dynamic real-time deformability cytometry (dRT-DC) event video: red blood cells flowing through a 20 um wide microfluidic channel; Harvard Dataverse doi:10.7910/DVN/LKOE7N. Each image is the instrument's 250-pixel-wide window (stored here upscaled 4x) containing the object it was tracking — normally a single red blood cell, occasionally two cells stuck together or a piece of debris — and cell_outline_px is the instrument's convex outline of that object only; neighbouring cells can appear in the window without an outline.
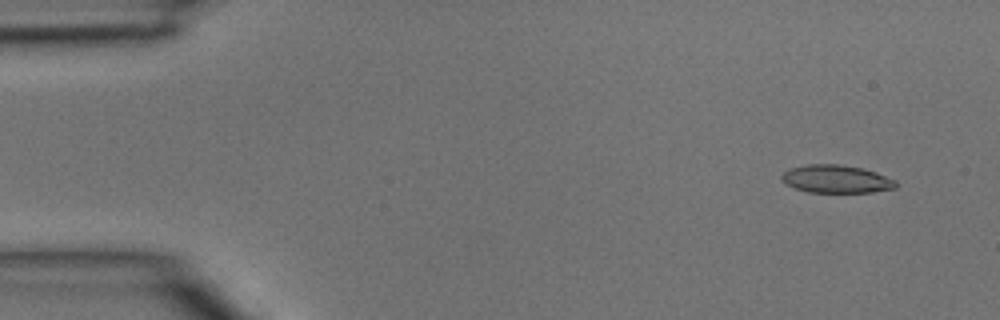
{"species": "common noctule bat (a hibernating species)", "species_latin": "Nyctalus noctula", "temperature_condition": "room temperature", "stored_images_in_passage": 4, "camera_frame_rate_fps": 3000, "um_per_image_px": 0.085, "animal": {"sex": "male", "body_mass_g": 15.6}, "frame": {"image": 1, "passage_image": 1, "time_ms": 0.0, "image_size_px": [1000, 320], "cell_outline_px": [[896, 188], [872, 192], [808, 192], [784, 184], [780, 180], [780, 176], [788, 168], [808, 164], [840, 164], [864, 168], [876, 172], [896, 180]], "centroid_in_image_um": [71.05, 15.21], "position_along_channel_um": 14.0, "area_um2": 18.79}}